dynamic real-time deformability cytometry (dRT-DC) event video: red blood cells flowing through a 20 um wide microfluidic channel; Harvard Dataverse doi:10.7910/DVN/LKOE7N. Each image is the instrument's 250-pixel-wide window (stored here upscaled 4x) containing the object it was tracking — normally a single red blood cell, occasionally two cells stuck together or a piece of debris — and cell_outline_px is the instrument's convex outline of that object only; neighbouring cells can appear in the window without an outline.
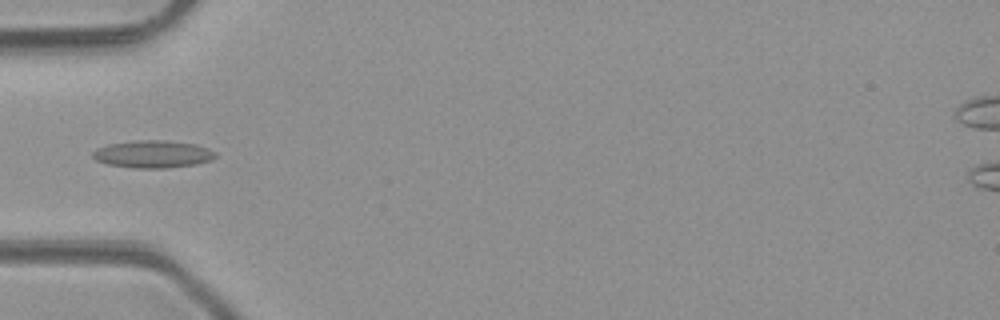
{"species": "common noctule bat (a hibernating species)", "species_latin": "Nyctalus noctula", "temperature_condition": "room temperature", "stored_images_in_passage": 5, "camera_frame_rate_fps": 3000, "um_per_image_px": 0.085, "animal": {"sex": "male", "body_mass_g": 23.1, "forearm_length_mm": 52.7}, "frame": {"image": 1, "passage_image": 5, "time_ms": 4.667, "image_size_px": [1000, 320], "cell_outline_px": [[216, 156], [212, 160], [196, 164], [168, 168], [132, 168], [108, 164], [96, 160], [92, 156], [92, 152], [96, 148], [108, 144], [136, 140], [164, 140], [196, 144], [208, 148], [216, 152]], "centroid_in_image_um": [13.0, 13.1], "position_along_channel_um": 72.0, "area_um2": 19.77}}